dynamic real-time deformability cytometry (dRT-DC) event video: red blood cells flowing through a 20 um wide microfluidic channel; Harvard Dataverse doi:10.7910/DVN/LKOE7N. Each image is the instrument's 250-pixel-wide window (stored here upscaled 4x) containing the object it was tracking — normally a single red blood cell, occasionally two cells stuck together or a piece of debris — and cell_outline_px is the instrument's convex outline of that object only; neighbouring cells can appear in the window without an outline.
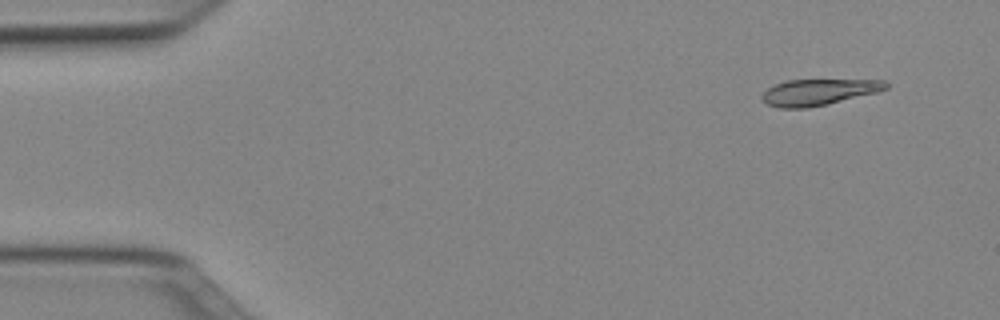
{"species": "Egyptian fruit bat (a non-hibernating species)", "species_latin": "Rousettus aegyptiacus", "temperature_condition": "cold", "stored_images_in_passage": 10, "camera_frame_rate_fps": 3000, "um_per_image_px": 0.085, "animal": {"sex": "female"}, "frame": {"image": 1, "passage_image": 1, "time_ms": 0.0, "image_size_px": [1000, 320], "cell_outline_px": [[888, 88], [876, 92], [808, 108], [780, 108], [764, 104], [760, 96], [768, 88], [776, 84], [788, 80], [884, 80], [888, 84]], "centroid_in_image_um": [69.52, 7.83], "position_along_channel_um": 15.5, "area_um2": 18.67}}